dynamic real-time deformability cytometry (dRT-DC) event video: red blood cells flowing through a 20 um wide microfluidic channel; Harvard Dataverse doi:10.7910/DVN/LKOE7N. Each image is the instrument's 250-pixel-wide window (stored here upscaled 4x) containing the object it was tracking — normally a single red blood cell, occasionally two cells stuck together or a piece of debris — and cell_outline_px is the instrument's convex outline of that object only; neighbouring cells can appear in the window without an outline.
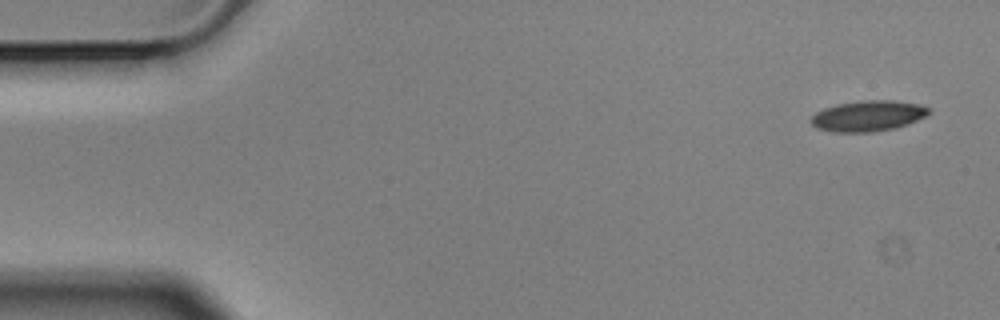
{"species": "Egyptian fruit bat (a non-hibernating species)", "species_latin": "Rousettus aegyptiacus", "temperature_condition": "cold", "stored_images_in_passage": 5, "camera_frame_rate_fps": 3000, "um_per_image_px": 0.085, "animal": {"sex": "male"}, "frame": {"image": 1, "passage_image": 1, "time_ms": 0.0, "image_size_px": [1000, 320], "cell_outline_px": [[932, 112], [908, 124], [896, 128], [872, 132], [832, 132], [816, 128], [808, 120], [816, 112], [824, 108], [836, 104], [864, 100], [892, 100], [920, 104], [928, 108]], "centroid_in_image_um": [73.75, 9.85], "position_along_channel_um": 11.2, "area_um2": 21.21}}
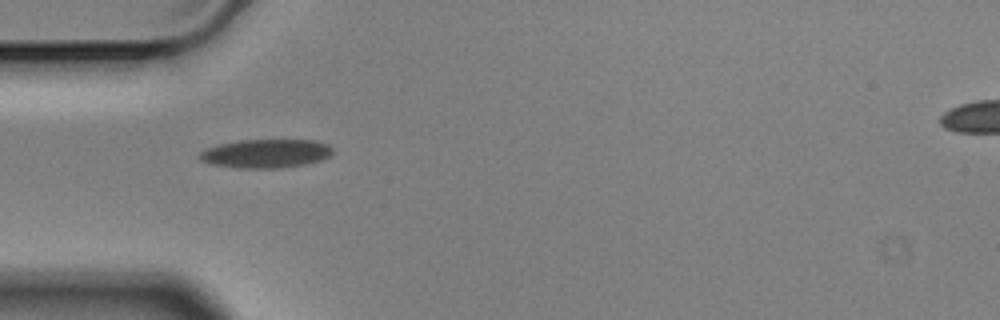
{"frame": {"image": 2, "passage_image": 4, "time_ms": 1.0, "image_size_px": [1000, 320], "cell_outline_px": [[332, 156], [320, 160], [304, 164], [280, 168], [240, 168], [208, 164], [200, 160], [196, 156], [204, 148], [216, 144], [240, 140], [316, 140], [328, 144], [332, 148]], "centroid_in_image_um": [22.54, 13.04], "position_along_channel_um": 62.5, "area_um2": 22.6}}
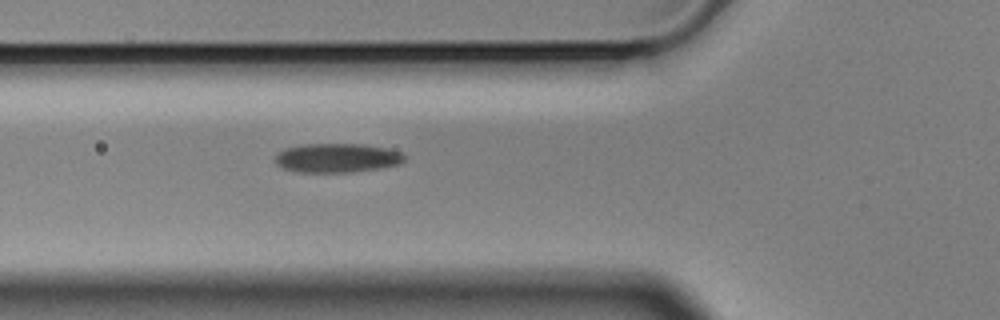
{"frame": {"image": 3, "passage_image": 5, "time_ms": 1.333, "image_size_px": [1000, 320], "cell_outline_px": [[408, 156], [400, 164], [380, 168], [352, 172], [300, 172], [284, 168], [276, 164], [276, 156], [280, 152], [288, 148], [304, 144], [364, 144], [388, 148], [400, 152]], "centroid_in_image_um": [28.72, 13.42], "position_along_channel_um": 97.1, "area_um2": 21.85}}